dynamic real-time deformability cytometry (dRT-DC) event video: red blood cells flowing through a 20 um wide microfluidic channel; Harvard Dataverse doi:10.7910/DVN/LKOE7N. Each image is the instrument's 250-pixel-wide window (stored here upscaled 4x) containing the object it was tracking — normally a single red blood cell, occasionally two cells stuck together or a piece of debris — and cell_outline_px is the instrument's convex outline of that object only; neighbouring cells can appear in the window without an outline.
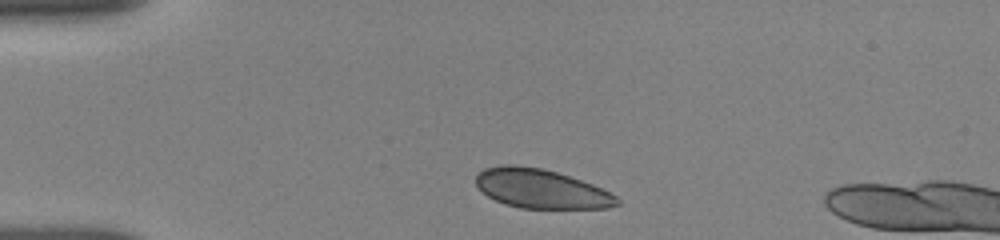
{"species": "human", "species_latin": "Homo sapiens", "temperature_condition": "room temperature", "stored_images_in_passage": 6, "camera_frame_rate_fps": 3000, "um_per_image_px": 0.085, "donor": {"sex": "female"}, "frame": {"image": 1, "passage_image": 1, "time_ms": 0.0, "image_size_px": [1000, 240], "cell_outline_px": [[620, 204], [608, 208], [520, 208], [504, 204], [488, 196], [476, 184], [476, 176], [484, 168], [500, 164], [512, 164], [544, 168], [592, 184], [616, 196], [620, 200]], "centroid_in_image_um": [45.98, 16.04], "position_along_channel_um": 39.0, "area_um2": 32.08}}
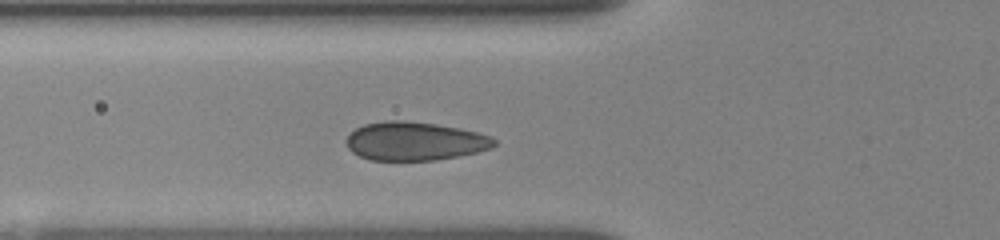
{"frame": {"image": 2, "passage_image": 5, "time_ms": 2.333, "image_size_px": [1000, 240], "cell_outline_px": [[496, 144], [492, 148], [476, 152], [436, 160], [368, 160], [352, 152], [348, 148], [344, 140], [348, 132], [364, 124], [384, 120], [404, 120], [436, 124], [460, 128], [492, 136], [496, 140]], "centroid_in_image_um": [35.21, 11.99], "position_along_channel_um": 90.6, "area_um2": 33.52}}